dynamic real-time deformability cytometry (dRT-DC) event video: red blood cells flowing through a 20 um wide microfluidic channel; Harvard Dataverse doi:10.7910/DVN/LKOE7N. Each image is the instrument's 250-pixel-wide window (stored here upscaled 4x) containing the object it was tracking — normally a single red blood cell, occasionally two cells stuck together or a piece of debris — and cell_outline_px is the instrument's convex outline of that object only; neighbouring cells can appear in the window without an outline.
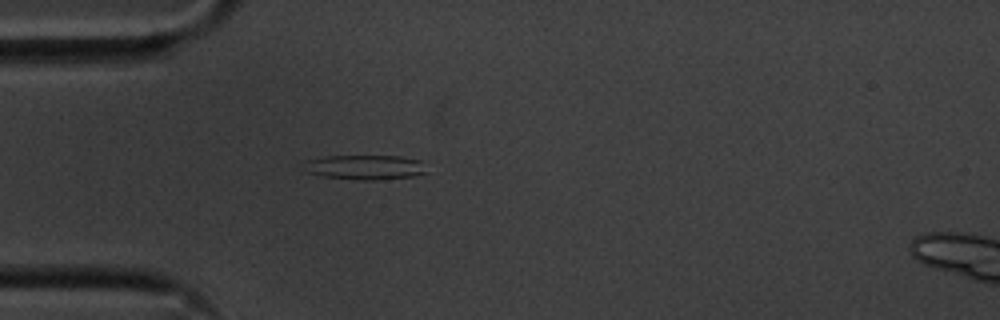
{"species": "common noctule bat (a hibernating species)", "species_latin": "Nyctalus noctula", "temperature_condition": "cold", "stored_images_in_passage": 41, "camera_frame_rate_fps": 3000, "um_per_image_px": 0.085, "animal": {"sex": "male", "body_mass_g": 20.1, "forearm_length_mm": 53.5}, "frame": {"image": 1, "passage_image": 1, "time_ms": 0.0, "image_size_px": [1000, 320], "cell_outline_px": [[424, 172], [412, 176], [376, 180], [360, 180], [324, 176], [304, 172], [304, 160], [324, 156], [400, 156], [420, 160]], "centroid_in_image_um": [30.92, 14.21], "position_along_channel_um": 54.1, "area_um2": 17.51}}
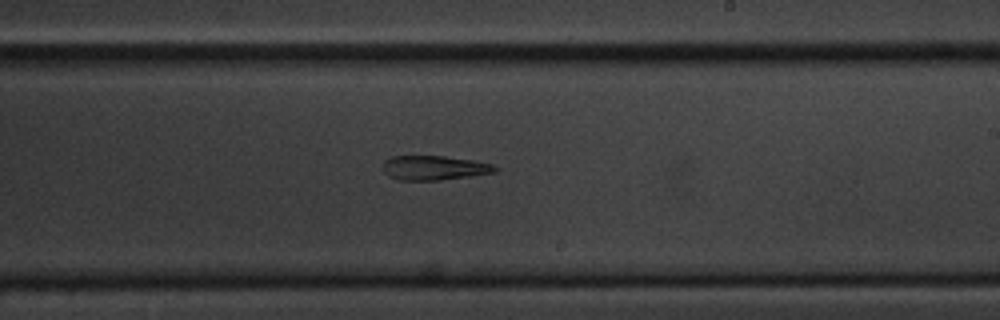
{"frame": {"image": 2, "passage_image": 18, "time_ms": 5.667, "image_size_px": [1000, 320], "cell_outline_px": [[500, 168], [496, 172], [472, 176], [440, 180], [400, 180], [388, 176], [384, 172], [384, 160], [392, 156], [444, 156], [472, 160], [492, 164]], "centroid_in_image_um": [36.93, 14.27], "position_along_channel_um": 252.1, "area_um2": 16.01}}
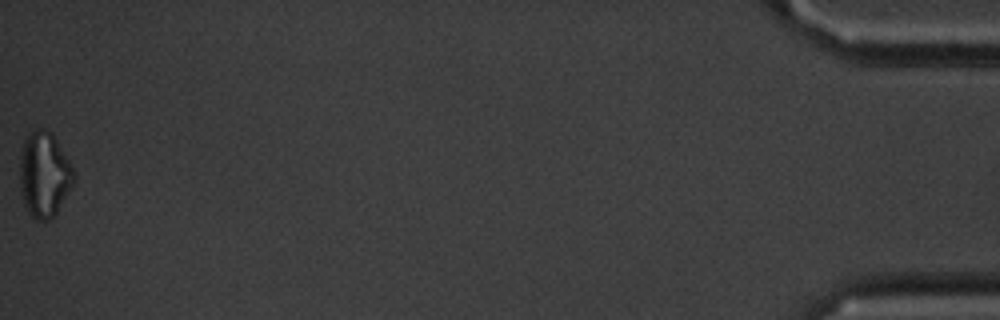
{"frame": {"image": 3, "passage_image": 41, "time_ms": 13.333, "image_size_px": [1000, 320], "cell_outline_px": [[76, 180], [56, 212], [48, 220], [36, 220], [28, 212], [24, 204], [20, 192], [20, 156], [24, 136], [36, 128], [40, 128], [48, 132], [56, 140], [68, 160], [76, 176]], "centroid_in_image_um": [3.73, 14.84], "position_along_channel_um": 431.5, "area_um2": 26.65}, "authors_computed_cell_mechanics": {"area_um2": 17.1088, "velocity_mm_per_s": 3.6151, "shape_relaxation_time_tau1_ms": null, "shape_relaxation_time_tau2_ms": 3.4479, "deformation_change_tau1": null, "deformation_change_tau2": 0.1487}}